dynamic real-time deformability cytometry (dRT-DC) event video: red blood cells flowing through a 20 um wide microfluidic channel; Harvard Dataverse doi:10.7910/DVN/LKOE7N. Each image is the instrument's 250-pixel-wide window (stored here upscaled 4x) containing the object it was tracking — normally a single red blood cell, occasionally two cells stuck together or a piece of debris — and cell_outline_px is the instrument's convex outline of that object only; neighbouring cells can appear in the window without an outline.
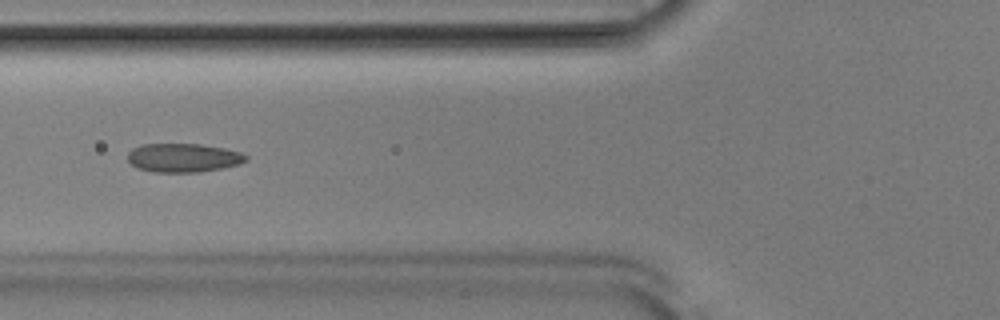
{"species": "Egyptian fruit bat (a non-hibernating species)", "species_latin": "Rousettus aegyptiacus", "temperature_condition": "room temperature", "stored_images_in_passage": 39, "camera_frame_rate_fps": 3000, "um_per_image_px": 0.085, "animal": {"sex": "male"}, "frame": {"image": 1, "passage_image": 9, "time_ms": 2.667, "image_size_px": [1000, 320], "cell_outline_px": [[248, 160], [240, 164], [200, 172], [156, 172], [136, 168], [128, 160], [128, 152], [132, 148], [140, 144], [200, 144], [224, 148], [240, 152], [248, 156]], "centroid_in_image_um": [15.57, 13.4], "position_along_channel_um": 110.2, "area_um2": 19.88}}
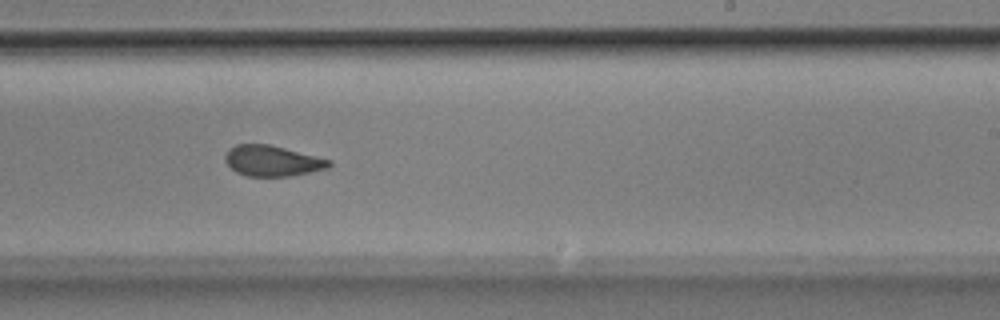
{"frame": {"image": 2, "passage_image": 21, "time_ms": 6.667, "image_size_px": [1000, 320], "cell_outline_px": [[332, 164], [328, 168], [292, 176], [248, 176], [236, 172], [224, 160], [224, 156], [228, 148], [236, 144], [268, 144], [332, 160]], "centroid_in_image_um": [23.13, 13.67], "position_along_channel_um": 265.9, "area_um2": 18.55}}
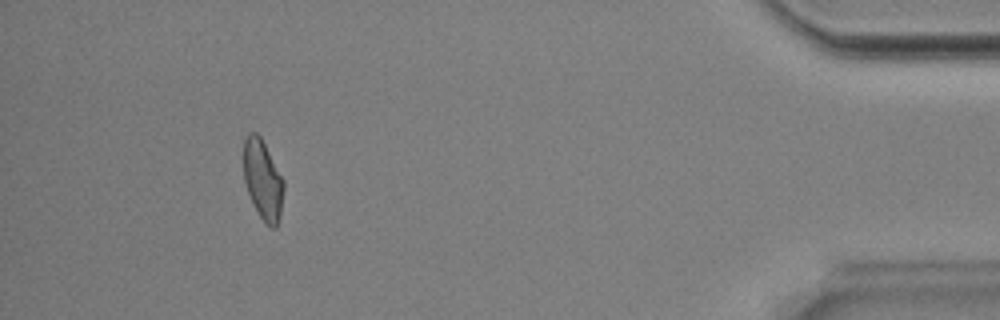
{"frame": {"image": 3, "passage_image": 37, "time_ms": 12.0, "image_size_px": [1000, 320], "cell_outline_px": [[284, 188], [280, 216], [276, 228], [272, 228], [264, 224], [252, 204], [244, 180], [244, 140], [248, 132], [256, 132], [260, 136], [284, 180]], "centroid_in_image_um": [22.34, 15.32], "position_along_channel_um": 412.9, "area_um2": 18.73}, "authors_computed_cell_mechanics": {"area_um2": 19.1896, "velocity_mm_per_s": 3.8977, "shape_relaxation_time_tau1_ms": null, "shape_relaxation_time_tau2_ms": 1.7999, "deformation_change_tau1": null, "deformation_change_tau2": 0.061}}